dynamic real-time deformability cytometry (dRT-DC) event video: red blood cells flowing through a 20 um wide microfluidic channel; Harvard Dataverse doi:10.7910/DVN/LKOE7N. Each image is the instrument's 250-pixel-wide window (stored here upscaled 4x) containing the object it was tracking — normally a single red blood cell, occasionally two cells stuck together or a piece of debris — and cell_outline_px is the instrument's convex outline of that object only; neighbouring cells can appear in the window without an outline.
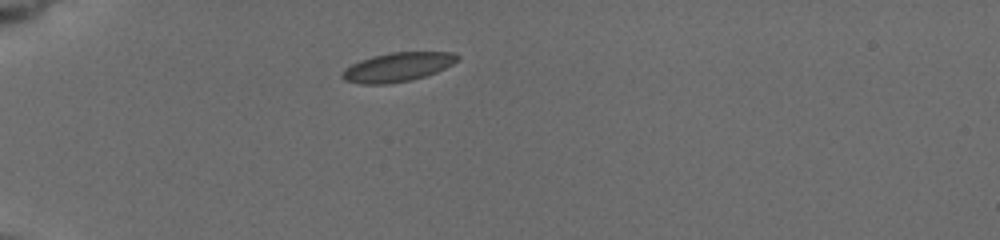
{"species": "common noctule bat (a hibernating species)", "species_latin": "Nyctalus noctula", "temperature_condition": "cold", "stored_images_in_passage": 13, "camera_frame_rate_fps": 3000, "um_per_image_px": 0.085, "animal": {"sex": "female", "body_mass_g": 19.5, "forearm_length_mm": 54.1}, "frame": {"image": 1, "passage_image": 1, "time_ms": 0.0, "image_size_px": [1000, 240], "cell_outline_px": [[460, 56], [452, 64], [436, 72], [424, 76], [408, 80], [384, 84], [364, 84], [344, 80], [340, 76], [352, 64], [360, 60], [372, 56], [388, 52], [452, 52]], "centroid_in_image_um": [33.79, 5.69], "position_along_channel_um": 51.2, "area_um2": 19.13}}
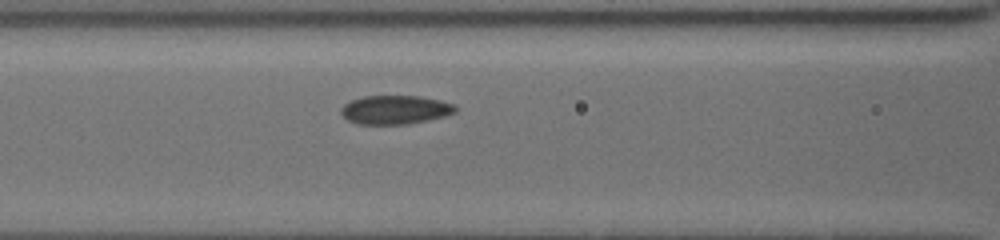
{"frame": {"image": 2, "passage_image": 9, "time_ms": 3.0, "image_size_px": [1000, 240], "cell_outline_px": [[456, 112], [444, 116], [408, 124], [356, 124], [348, 120], [340, 112], [340, 108], [344, 104], [352, 100], [364, 96], [420, 96], [440, 100], [456, 104]], "centroid_in_image_um": [33.59, 9.32], "position_along_channel_um": 133.0, "area_um2": 19.19}}
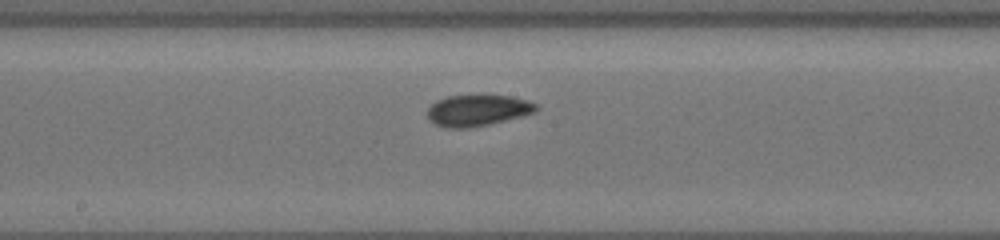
{"frame": {"image": 3, "passage_image": 12, "time_ms": 5.0, "image_size_px": [1000, 240], "cell_outline_px": [[540, 108], [536, 112], [488, 124], [468, 128], [448, 128], [436, 124], [428, 120], [428, 108], [436, 100], [448, 96], [512, 96], [528, 100], [536, 104]], "centroid_in_image_um": [40.6, 9.38], "position_along_channel_um": 207.6, "area_um2": 19.59}}